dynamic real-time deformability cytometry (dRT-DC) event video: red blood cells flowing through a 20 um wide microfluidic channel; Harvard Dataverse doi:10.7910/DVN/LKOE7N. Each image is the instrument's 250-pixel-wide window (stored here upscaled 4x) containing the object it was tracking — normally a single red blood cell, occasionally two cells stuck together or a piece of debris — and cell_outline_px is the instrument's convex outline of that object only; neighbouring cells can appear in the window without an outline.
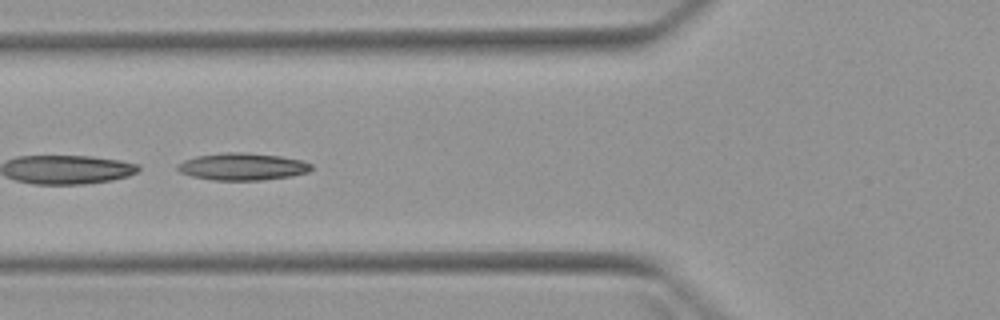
{"species": "Egyptian fruit bat (a non-hibernating species)", "species_latin": "Rousettus aegyptiacus", "temperature_condition": "warm", "stored_images_in_passage": 7, "camera_frame_rate_fps": 3000, "um_per_image_px": 0.085, "animal": {"sex": "female"}, "frame": {"image": 1, "passage_image": 5, "time_ms": 4.667, "image_size_px": [1000, 320], "cell_outline_px": [[312, 168], [308, 172], [292, 176], [260, 180], [212, 180], [192, 176], [180, 172], [176, 168], [176, 164], [184, 160], [196, 156], [224, 152], [244, 152], [280, 156], [304, 160], [312, 164]], "centroid_in_image_um": [20.61, 14.15], "position_along_channel_um": 105.2, "area_um2": 21.33}}
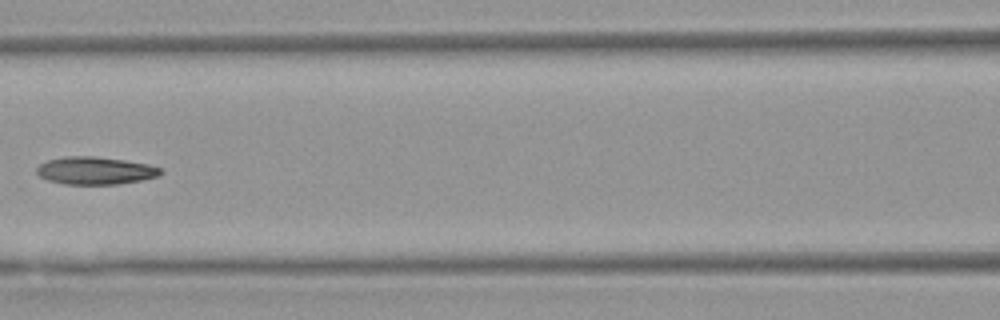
{"frame": {"image": 2, "passage_image": 6, "time_ms": 6.0, "image_size_px": [1000, 320], "cell_outline_px": [[164, 172], [160, 176], [140, 180], [116, 184], [64, 184], [48, 180], [40, 176], [36, 172], [36, 168], [40, 164], [48, 160], [64, 156], [92, 156], [124, 160], [148, 164], [160, 168]], "centroid_in_image_um": [8.1, 14.5], "position_along_channel_um": 158.5, "area_um2": 19.88}}
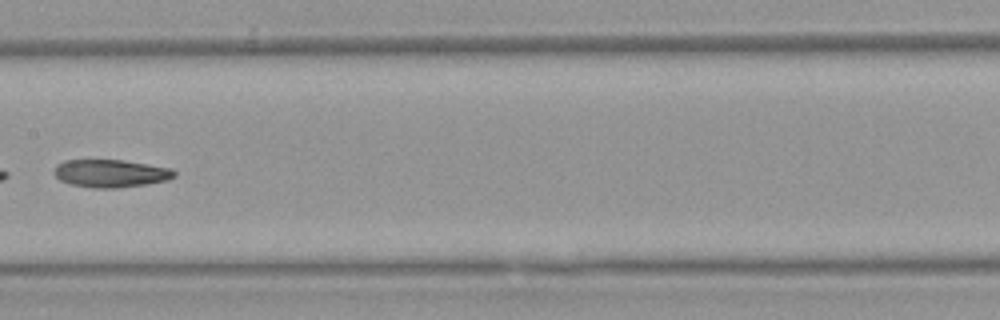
{"frame": {"image": 3, "passage_image": 7, "time_ms": 7.0, "image_size_px": [1000, 320], "cell_outline_px": [[176, 176], [168, 180], [148, 184], [116, 188], [92, 188], [72, 184], [60, 180], [52, 172], [56, 164], [64, 160], [124, 160], [172, 168], [176, 172]], "centroid_in_image_um": [9.42, 14.73], "position_along_channel_um": 198.0, "area_um2": 19.65}}